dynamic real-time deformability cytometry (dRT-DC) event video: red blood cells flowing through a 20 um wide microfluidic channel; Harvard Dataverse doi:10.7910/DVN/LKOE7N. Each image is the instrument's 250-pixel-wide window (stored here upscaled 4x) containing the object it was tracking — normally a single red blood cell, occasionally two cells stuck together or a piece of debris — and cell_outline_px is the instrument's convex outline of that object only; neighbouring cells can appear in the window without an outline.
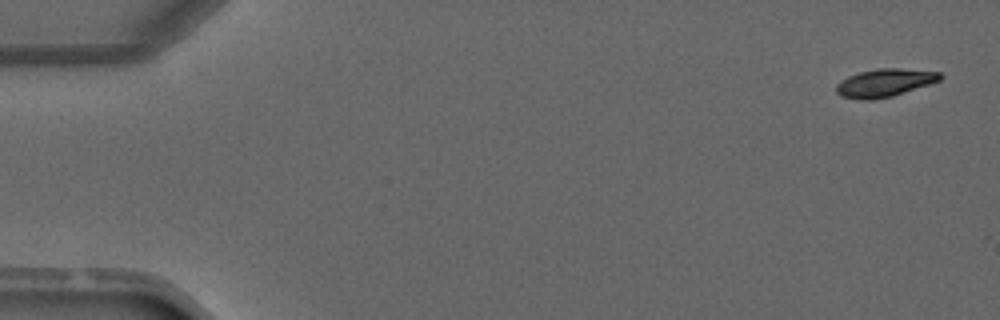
{"species": "common noctule bat (a hibernating species)", "species_latin": "Nyctalus noctula", "temperature_condition": "warm", "stored_images_in_passage": 4, "camera_frame_rate_fps": 3000, "um_per_image_px": 0.085, "animal": {"sex": "male", "forearm_length_mm": 52.5}, "frame": {"image": 1, "passage_image": 1, "time_ms": 0.0, "image_size_px": [1000, 320], "cell_outline_px": [[944, 76], [940, 80], [892, 96], [872, 100], [860, 100], [840, 96], [836, 92], [836, 84], [840, 80], [848, 76], [860, 72], [880, 68], [900, 68], [940, 72]], "centroid_in_image_um": [75.16, 7.04], "position_along_channel_um": 9.8, "area_um2": 16.88}}